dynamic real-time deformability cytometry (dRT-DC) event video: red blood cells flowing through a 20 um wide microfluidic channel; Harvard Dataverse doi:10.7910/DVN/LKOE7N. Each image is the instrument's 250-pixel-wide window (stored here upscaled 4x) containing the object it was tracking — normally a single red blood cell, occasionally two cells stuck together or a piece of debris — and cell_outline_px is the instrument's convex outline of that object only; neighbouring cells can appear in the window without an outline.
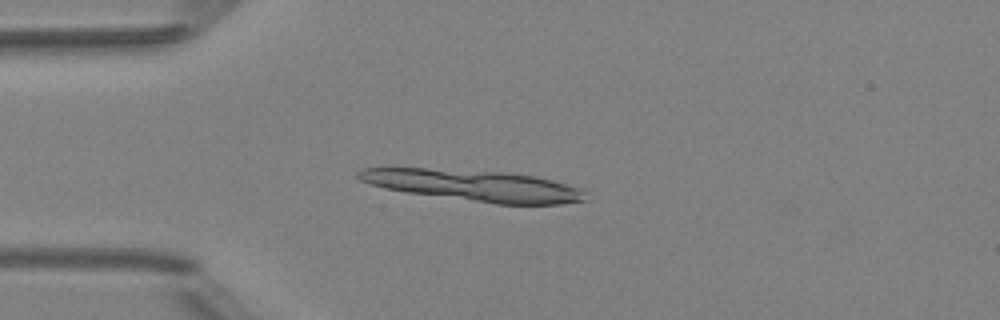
{"species": "Egyptian fruit bat (a non-hibernating species)", "species_latin": "Rousettus aegyptiacus", "temperature_condition": "room temperature", "stored_images_in_passage": 4, "camera_frame_rate_fps": 3000, "um_per_image_px": 0.085, "animal": {"sex": "female"}, "frame": {"image": 1, "passage_image": 3, "time_ms": 3.333, "image_size_px": [1000, 320], "cell_outline_px": [[588, 192], [584, 200], [560, 204], [496, 204], [408, 192], [384, 188], [360, 180], [356, 176], [356, 172], [364, 168], [424, 168], [504, 172], [536, 176], [552, 180], [580, 188]], "centroid_in_image_um": [40.32, 15.76], "position_along_channel_um": 44.7, "area_um2": 40.98}}